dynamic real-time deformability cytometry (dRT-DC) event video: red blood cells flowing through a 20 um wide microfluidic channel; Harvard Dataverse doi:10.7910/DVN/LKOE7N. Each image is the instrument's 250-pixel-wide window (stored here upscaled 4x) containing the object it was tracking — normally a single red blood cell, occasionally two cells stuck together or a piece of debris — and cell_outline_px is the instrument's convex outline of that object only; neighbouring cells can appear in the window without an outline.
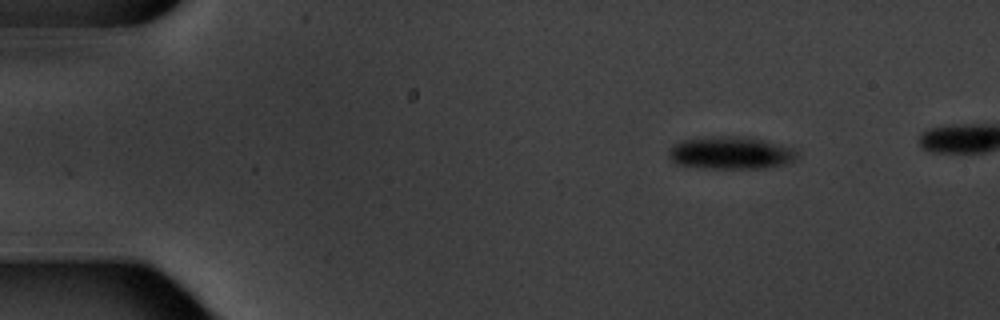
{"species": "common noctule bat (a hibernating species)", "species_latin": "Nyctalus noctula", "temperature_condition": "warm", "stored_images_in_passage": 6, "camera_frame_rate_fps": 3000, "um_per_image_px": 0.085, "animal": {"sex": "male", "body_mass_g": 20.1, "forearm_length_mm": 53.5}, "frame": {"image": 1, "passage_image": 2, "time_ms": 2.0, "image_size_px": [1000, 320], "cell_outline_px": [[800, 152], [792, 160], [784, 164], [764, 168], [704, 168], [680, 164], [672, 160], [668, 156], [668, 152], [676, 144], [684, 140], [712, 136], [748, 136], [780, 144], [792, 148]], "centroid_in_image_um": [62.14, 12.98], "position_along_channel_um": 22.9, "area_um2": 24.16}}